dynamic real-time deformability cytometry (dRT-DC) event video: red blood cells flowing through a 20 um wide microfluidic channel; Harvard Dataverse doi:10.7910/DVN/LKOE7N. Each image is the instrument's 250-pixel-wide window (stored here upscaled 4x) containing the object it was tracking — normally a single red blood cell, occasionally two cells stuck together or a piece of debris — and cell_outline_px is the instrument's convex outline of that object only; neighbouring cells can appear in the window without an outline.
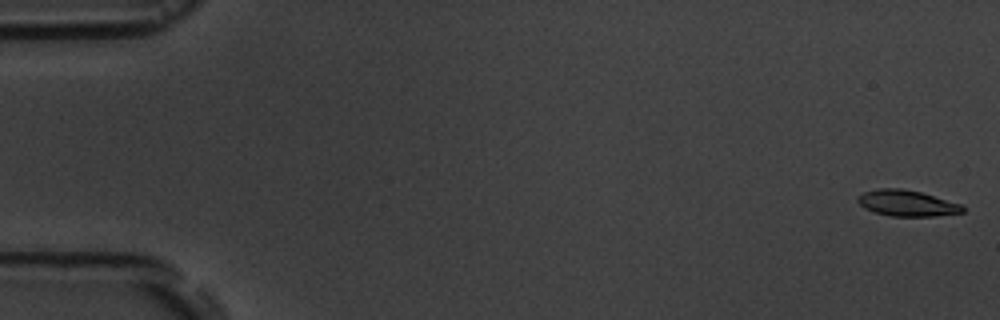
{"species": "common noctule bat (a hibernating species)", "species_latin": "Nyctalus noctula", "temperature_condition": "room temperature", "stored_images_in_passage": 10, "camera_frame_rate_fps": 3000, "um_per_image_px": 0.085, "animal": {"sex": "male", "body_mass_g": 19.5, "forearm_length_mm": 54.6}, "frame": {"image": 1, "passage_image": 1, "time_ms": 0.0, "image_size_px": [1000, 320], "cell_outline_px": [[964, 212], [936, 216], [892, 216], [872, 212], [864, 208], [856, 200], [864, 192], [876, 188], [900, 188], [920, 192], [960, 204], [964, 208]], "centroid_in_image_um": [77.05, 17.27], "position_along_channel_um": 7.9, "area_um2": 15.78}}
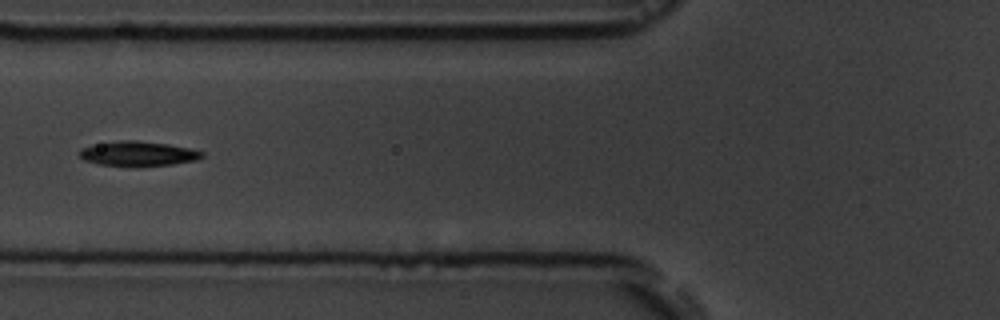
{"frame": {"image": 2, "passage_image": 7, "time_ms": 7.0, "image_size_px": [1000, 320], "cell_outline_px": [[204, 156], [196, 160], [172, 164], [136, 168], [100, 164], [84, 160], [76, 152], [80, 148], [120, 140], [136, 140], [168, 144], [192, 148], [204, 152]], "centroid_in_image_um": [11.75, 13.08], "position_along_channel_um": 114.0, "area_um2": 18.03}}
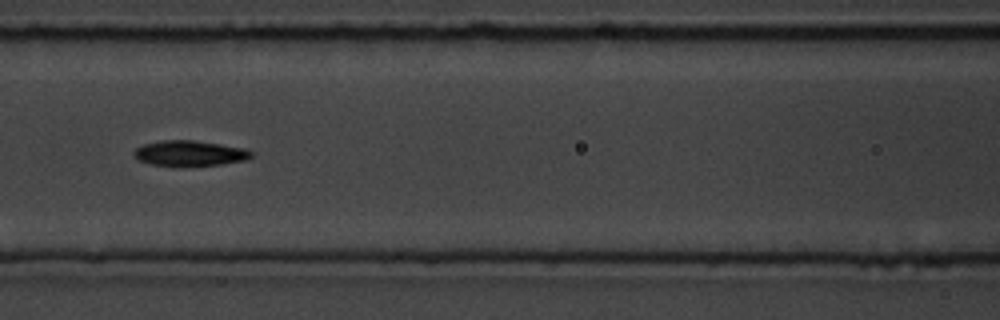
{"frame": {"image": 3, "passage_image": 8, "time_ms": 8.0, "image_size_px": [1000, 320], "cell_outline_px": [[252, 156], [244, 160], [220, 164], [176, 168], [152, 164], [140, 160], [132, 156], [132, 152], [136, 148], [144, 144], [160, 140], [192, 140], [248, 148], [252, 152]], "centroid_in_image_um": [16.09, 13.04], "position_along_channel_um": 150.5, "area_um2": 17.8}}